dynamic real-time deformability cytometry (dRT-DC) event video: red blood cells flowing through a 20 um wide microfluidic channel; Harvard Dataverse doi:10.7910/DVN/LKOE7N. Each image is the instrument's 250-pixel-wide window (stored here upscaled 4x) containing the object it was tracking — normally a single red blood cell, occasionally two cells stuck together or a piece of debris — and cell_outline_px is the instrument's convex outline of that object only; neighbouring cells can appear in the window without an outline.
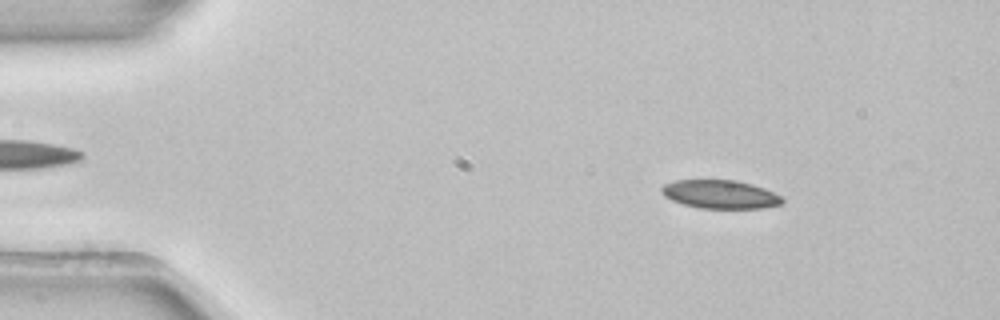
{"species": "common noctule bat (a hibernating species)", "species_latin": "Nyctalus noctula", "temperature_condition": "room temperature", "stored_images_in_passage": 52, "camera_frame_rate_fps": 3000, "um_per_image_px": 0.085, "animal": {"sex": "female", "body_mass_g": 22.7, "forearm_length_mm": 54.2}, "frame": {"image": 1, "passage_image": 7, "time_ms": 2.0, "image_size_px": [1000, 320], "cell_outline_px": [[784, 200], [780, 204], [764, 208], [700, 208], [684, 204], [672, 200], [664, 196], [660, 192], [660, 188], [664, 184], [676, 180], [736, 180], [752, 184], [764, 188], [780, 196]], "centroid_in_image_um": [61.19, 16.51], "position_along_channel_um": 23.8, "area_um2": 19.94}}
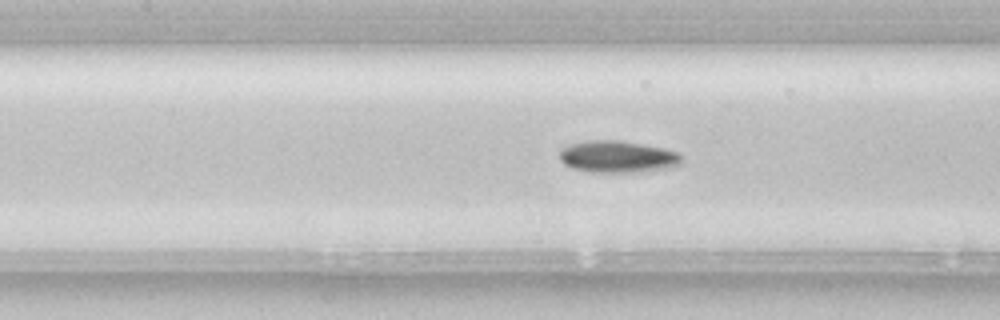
{"frame": {"image": 2, "passage_image": 23, "time_ms": 7.333, "image_size_px": [1000, 320], "cell_outline_px": [[680, 164], [672, 168], [648, 172], [588, 172], [572, 168], [564, 164], [560, 160], [560, 148], [572, 144], [588, 140], [616, 140], [664, 148], [676, 152], [680, 156]], "centroid_in_image_um": [52.48, 13.34], "position_along_channel_um": 154.9, "area_um2": 22.77}}
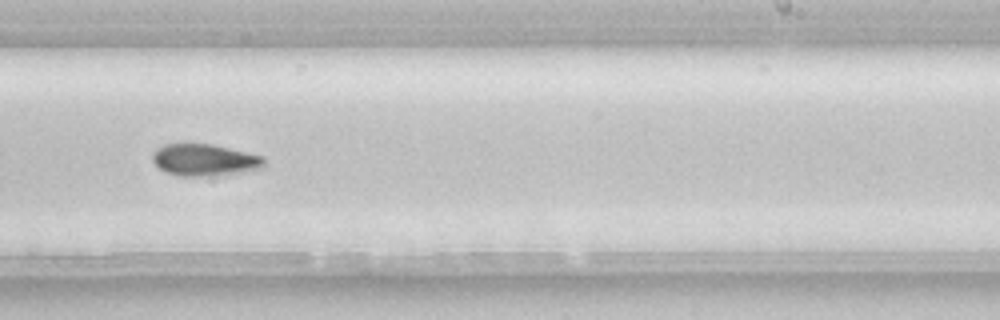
{"frame": {"image": 3, "passage_image": 32, "time_ms": 10.333, "image_size_px": [1000, 320], "cell_outline_px": [[264, 164], [260, 168], [236, 172], [200, 176], [180, 176], [164, 172], [152, 160], [152, 156], [156, 148], [164, 144], [184, 140], [212, 144], [264, 156]], "centroid_in_image_um": [17.29, 13.53], "position_along_channel_um": 271.7, "area_um2": 21.04}, "authors_computed_cell_mechanics": {"area_um2": 20.6635, "velocity_mm_per_s": 3.9043, "shape_relaxation_time_tau1_ms": 8.3532, "shape_relaxation_time_tau2_ms": null, "deformation_change_tau1": 0.1493, "deformation_change_tau2": null}}